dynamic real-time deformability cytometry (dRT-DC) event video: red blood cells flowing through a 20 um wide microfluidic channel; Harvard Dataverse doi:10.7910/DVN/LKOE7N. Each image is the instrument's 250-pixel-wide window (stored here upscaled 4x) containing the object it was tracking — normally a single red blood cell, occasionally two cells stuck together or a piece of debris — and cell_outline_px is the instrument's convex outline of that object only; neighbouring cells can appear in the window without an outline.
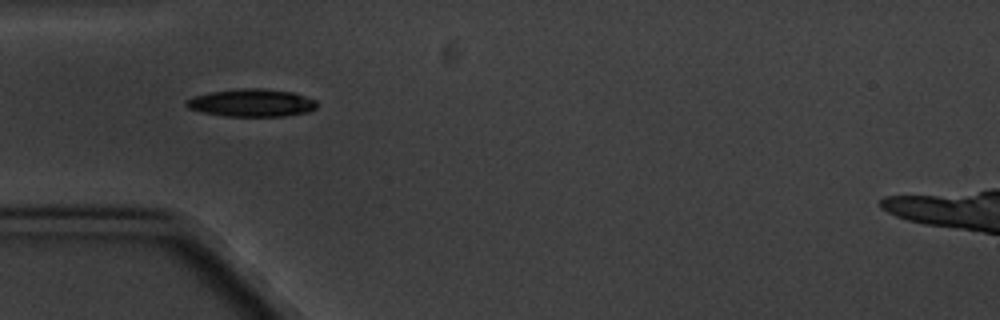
{"species": "common noctule bat (a hibernating species)", "species_latin": "Nyctalus noctula", "temperature_condition": "cold", "stored_images_in_passage": 2, "camera_frame_rate_fps": 3000, "um_per_image_px": 0.085, "animal": {"sex": "male", "body_mass_g": 20.1, "forearm_length_mm": 53.5}, "frame": {"image": 1, "passage_image": 1, "time_ms": 0.0, "image_size_px": [1000, 320], "cell_outline_px": [[316, 108], [308, 112], [284, 116], [224, 116], [200, 112], [188, 108], [184, 104], [184, 100], [192, 96], [212, 92], [244, 88], [260, 88], [292, 92], [316, 100]], "centroid_in_image_um": [21.34, 8.75], "position_along_channel_um": 63.7, "area_um2": 21.1}}